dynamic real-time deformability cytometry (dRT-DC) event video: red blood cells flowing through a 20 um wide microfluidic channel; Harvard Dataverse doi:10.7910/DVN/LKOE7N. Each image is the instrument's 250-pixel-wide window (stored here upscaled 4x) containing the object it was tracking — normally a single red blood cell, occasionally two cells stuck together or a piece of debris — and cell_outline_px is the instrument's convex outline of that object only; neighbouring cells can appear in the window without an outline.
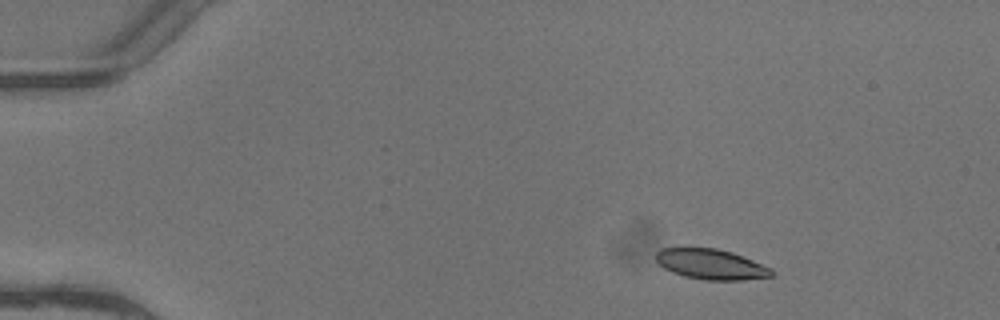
{"species": "common noctule bat (a hibernating species)", "species_latin": "Nyctalus noctula", "temperature_condition": "warm", "stored_images_in_passage": 4, "segment_of_instrument_passage": [1, 2], "camera_frame_rate_fps": 3000, "um_per_image_px": 0.085, "animal": {"sex": "female"}, "frame": {"image": 1, "passage_image": 1, "time_ms": 0.0, "image_size_px": [1000, 320], "cell_outline_px": [[776, 272], [772, 276], [740, 280], [704, 280], [684, 276], [672, 272], [664, 268], [656, 260], [656, 252], [660, 248], [716, 248], [732, 252], [772, 268]], "centroid_in_image_um": [60.44, 22.46], "position_along_channel_um": 24.6, "area_um2": 20.4}}